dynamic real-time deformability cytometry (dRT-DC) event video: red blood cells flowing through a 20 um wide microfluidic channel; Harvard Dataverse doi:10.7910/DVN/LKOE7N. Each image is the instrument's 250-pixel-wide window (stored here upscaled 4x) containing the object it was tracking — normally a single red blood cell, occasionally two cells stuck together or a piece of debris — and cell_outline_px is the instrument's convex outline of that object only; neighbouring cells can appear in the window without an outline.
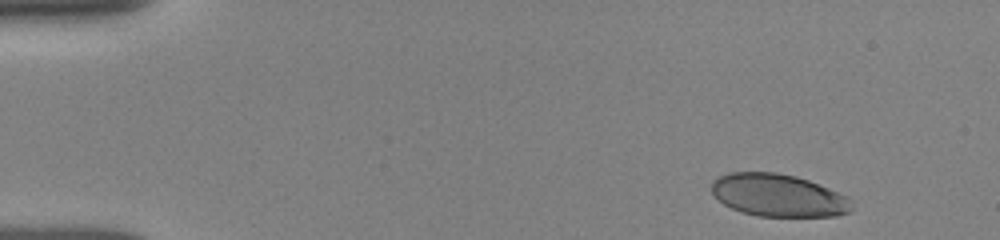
{"species": "human", "species_latin": "Homo sapiens", "temperature_condition": "room temperature", "stored_images_in_passage": 41, "camera_frame_rate_fps": 3000, "um_per_image_px": 0.085, "donor": {"sex": "female"}, "frame": {"image": 1, "passage_image": 1, "time_ms": 0.0, "image_size_px": [1000, 240], "cell_outline_px": [[852, 208], [848, 212], [836, 216], [756, 216], [740, 212], [724, 204], [712, 192], [712, 180], [720, 176], [732, 172], [776, 172], [796, 176], [808, 180], [848, 196], [852, 200]], "centroid_in_image_um": [66.16, 16.6], "position_along_channel_um": 18.8, "area_um2": 34.74}}
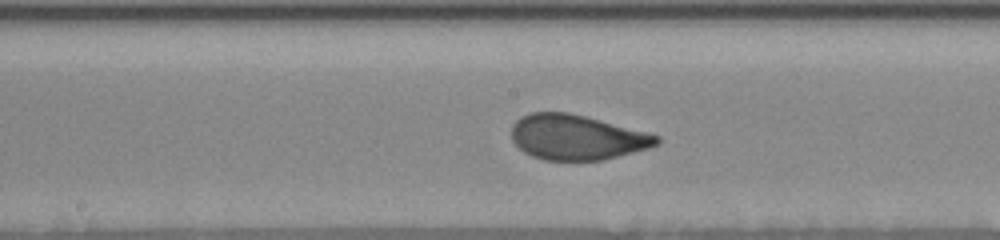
{"frame": {"image": 2, "passage_image": 23, "time_ms": 7.333, "image_size_px": [1000, 240], "cell_outline_px": [[660, 144], [648, 148], [604, 160], [544, 160], [532, 156], [524, 152], [512, 140], [512, 124], [520, 116], [528, 112], [568, 112], [648, 132], [660, 136]], "centroid_in_image_um": [49.02, 11.66], "position_along_channel_um": 199.2, "area_um2": 38.21}}
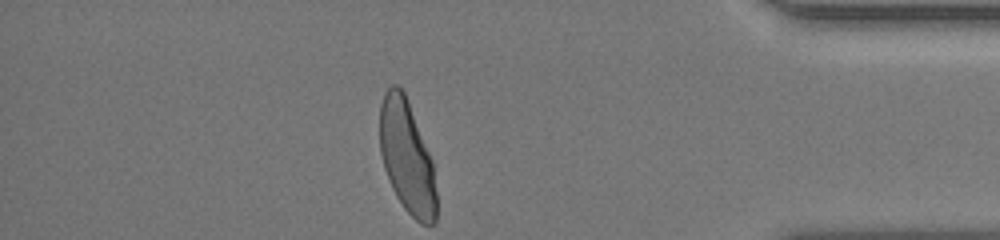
{"frame": {"image": 3, "passage_image": 41, "time_ms": 13.333, "image_size_px": [1000, 240], "cell_outline_px": [[436, 220], [432, 224], [420, 224], [404, 208], [396, 196], [392, 188], [384, 168], [380, 152], [380, 104], [384, 92], [392, 84], [396, 84], [404, 92], [432, 160], [436, 192]], "centroid_in_image_um": [34.57, 13.35], "position_along_channel_um": 400.6, "area_um2": 36.93}, "authors_computed_cell_mechanics": {"area_um2": 38.4948, "velocity_mm_per_s": 3.8679, "shape_relaxation_time_tau1_ms": 4.0448, "shape_relaxation_time_tau2_ms": null, "deformation_change_tau1": 0.1657, "deformation_change_tau2": null}}